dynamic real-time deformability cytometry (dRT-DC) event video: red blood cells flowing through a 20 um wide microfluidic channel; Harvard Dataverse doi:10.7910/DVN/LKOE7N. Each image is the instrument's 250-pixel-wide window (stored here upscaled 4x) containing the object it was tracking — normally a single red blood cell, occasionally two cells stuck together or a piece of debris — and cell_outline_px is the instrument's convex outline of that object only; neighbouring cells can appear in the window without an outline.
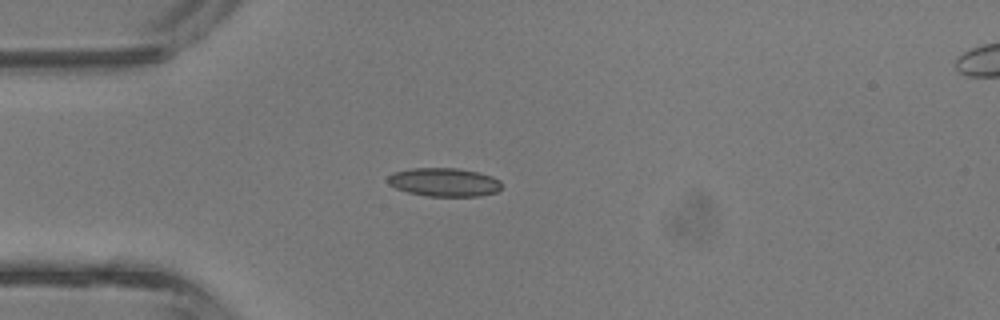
{"species": "common noctule bat (a hibernating species)", "species_latin": "Nyctalus noctula", "temperature_condition": "room temperature", "stored_images_in_passage": 2, "camera_frame_rate_fps": 3000, "um_per_image_px": 0.085, "animal": {"sex": "male", "body_mass_g": 13.3}, "frame": {"image": 1, "passage_image": 2, "time_ms": 0.333, "image_size_px": [1000, 320], "cell_outline_px": [[500, 188], [496, 192], [480, 196], [428, 196], [408, 192], [396, 188], [388, 184], [388, 176], [396, 172], [412, 168], [456, 168], [476, 172], [492, 176], [500, 180]], "centroid_in_image_um": [37.75, 15.49], "position_along_channel_um": 47.2, "area_um2": 18.73}}